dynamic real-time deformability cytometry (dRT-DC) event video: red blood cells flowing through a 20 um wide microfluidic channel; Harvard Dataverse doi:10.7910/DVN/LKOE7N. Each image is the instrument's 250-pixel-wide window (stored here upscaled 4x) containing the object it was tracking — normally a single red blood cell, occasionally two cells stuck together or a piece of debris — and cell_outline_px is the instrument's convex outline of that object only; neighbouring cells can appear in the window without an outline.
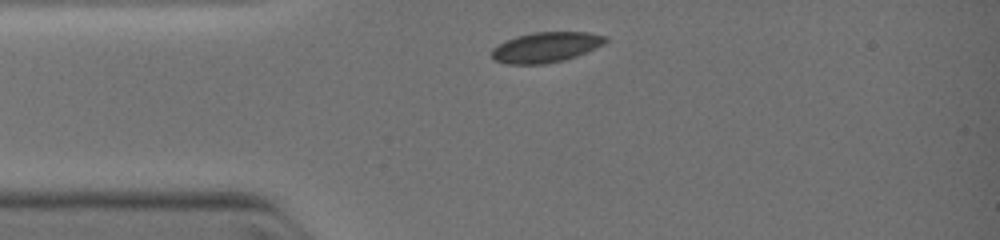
{"species": "common noctule bat (a hibernating species)", "species_latin": "Nyctalus noctula", "temperature_condition": "warm", "stored_images_in_passage": 23, "camera_frame_rate_fps": 3000, "um_per_image_px": 0.085, "animal": {"sex": "female", "body_mass_g": 19.0, "forearm_length_mm": 51.5}, "frame": {"image": 1, "passage_image": 1, "time_ms": 0.0, "image_size_px": [1000, 240], "cell_outline_px": [[608, 40], [604, 44], [576, 56], [564, 60], [544, 64], [508, 64], [492, 60], [492, 48], [516, 36], [536, 32], [588, 32], [608, 36]], "centroid_in_image_um": [46.42, 4.02], "position_along_channel_um": 38.6, "area_um2": 20.0}}
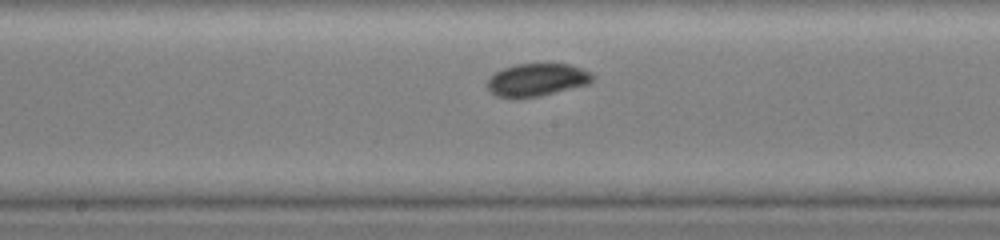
{"frame": {"image": 2, "passage_image": 11, "time_ms": 3.667, "image_size_px": [1000, 240], "cell_outline_px": [[596, 76], [588, 84], [540, 96], [496, 96], [488, 88], [488, 80], [496, 72], [504, 68], [516, 64], [568, 64], [592, 72]], "centroid_in_image_um": [45.7, 6.76], "position_along_channel_um": 202.5, "area_um2": 19.54}}
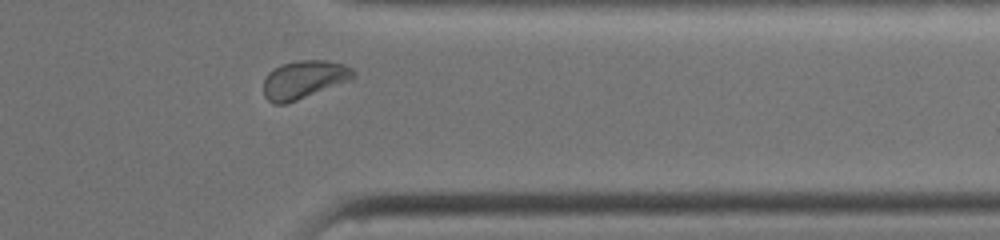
{"frame": {"image": 3, "passage_image": 20, "time_ms": 7.333, "image_size_px": [1000, 240], "cell_outline_px": [[356, 76], [348, 80], [296, 100], [284, 104], [272, 104], [264, 96], [264, 80], [268, 72], [280, 64], [300, 60], [328, 60], [344, 64], [352, 68], [356, 72]], "centroid_in_image_um": [25.81, 6.74], "position_along_channel_um": 385.6, "area_um2": 19.77}}